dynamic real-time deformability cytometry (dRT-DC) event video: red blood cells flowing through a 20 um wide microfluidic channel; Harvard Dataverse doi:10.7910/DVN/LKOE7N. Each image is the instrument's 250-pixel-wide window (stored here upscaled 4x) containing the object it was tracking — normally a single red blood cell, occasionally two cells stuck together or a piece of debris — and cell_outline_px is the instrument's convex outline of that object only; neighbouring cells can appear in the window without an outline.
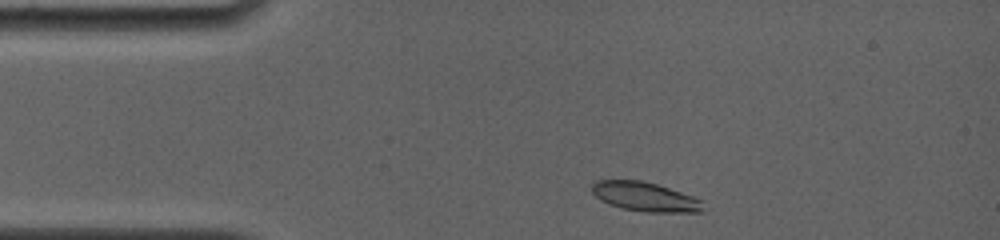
{"species": "common noctule bat (a hibernating species)", "species_latin": "Nyctalus noctula", "temperature_condition": "room temperature", "stored_images_in_passage": 7, "camera_frame_rate_fps": 4000, "um_per_image_px": 0.085, "animal": {"sex": "female", "body_mass_g": 19.0, "forearm_length_mm": 56.7}, "frame": {"image": 1, "passage_image": 1, "time_ms": 0.0, "image_size_px": [1000, 240], "cell_outline_px": [[704, 212], [644, 212], [620, 208], [608, 204], [600, 200], [592, 192], [592, 184], [596, 180], [640, 180], [656, 184], [704, 200]], "centroid_in_image_um": [54.84, 16.73], "position_along_channel_um": 30.2, "area_um2": 19.07}}
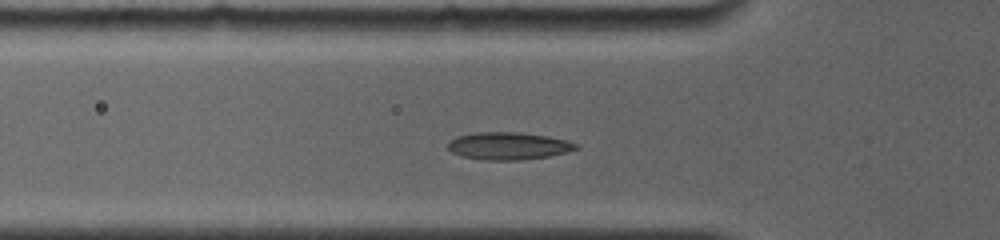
{"frame": {"image": 2, "passage_image": 4, "time_ms": 2.5, "image_size_px": [1000, 240], "cell_outline_px": [[580, 148], [548, 156], [524, 160], [484, 160], [464, 156], [452, 152], [448, 148], [448, 140], [456, 136], [476, 132], [520, 132], [548, 136], [568, 140], [580, 144]], "centroid_in_image_um": [43.23, 12.39], "position_along_channel_um": 82.6, "area_um2": 20.63}}
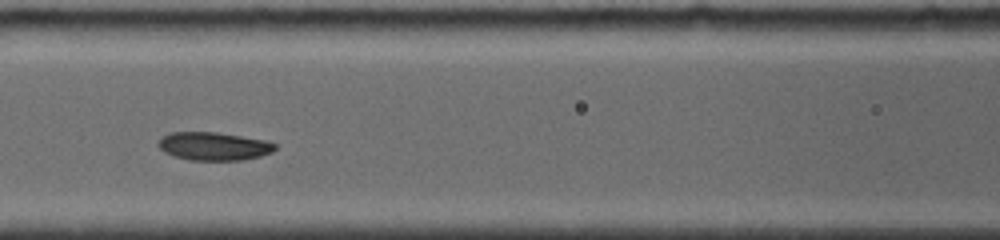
{"frame": {"image": 3, "passage_image": 6, "time_ms": 4.25, "image_size_px": [1000, 240], "cell_outline_px": [[276, 148], [272, 152], [260, 156], [244, 160], [192, 160], [176, 156], [164, 152], [156, 144], [164, 136], [172, 132], [216, 132], [264, 140], [276, 144]], "centroid_in_image_um": [18.18, 12.43], "position_along_channel_um": 148.4, "area_um2": 18.96}}